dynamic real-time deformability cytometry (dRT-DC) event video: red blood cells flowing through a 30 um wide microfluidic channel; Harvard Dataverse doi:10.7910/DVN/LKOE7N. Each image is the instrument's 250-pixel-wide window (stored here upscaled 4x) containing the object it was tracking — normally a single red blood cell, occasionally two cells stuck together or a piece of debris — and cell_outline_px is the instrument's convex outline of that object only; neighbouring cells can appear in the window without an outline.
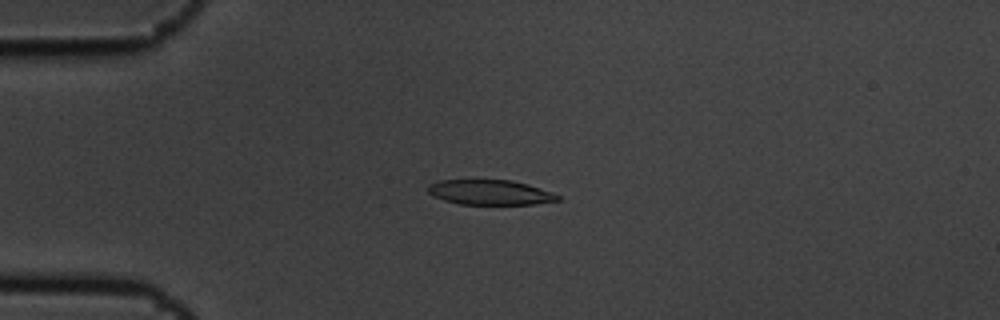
{"species": "common noctule bat (a hibernating species)", "species_latin": "Nyctalus noctula", "temperature_condition": "cold", "stored_images_in_passage": 5, "camera_frame_rate_fps": 3000, "um_per_image_px": 0.085, "animal": {"sex": "male", "body_mass_g": 19.5, "forearm_length_mm": 54.6}, "frame": {"image": 1, "passage_image": 4, "time_ms": 1.0, "image_size_px": [1000, 320], "cell_outline_px": [[560, 200], [536, 204], [460, 204], [444, 200], [432, 196], [428, 192], [428, 184], [440, 180], [512, 180], [528, 184], [560, 196]], "centroid_in_image_um": [41.63, 16.35], "position_along_channel_um": 43.4, "area_um2": 18.79}}